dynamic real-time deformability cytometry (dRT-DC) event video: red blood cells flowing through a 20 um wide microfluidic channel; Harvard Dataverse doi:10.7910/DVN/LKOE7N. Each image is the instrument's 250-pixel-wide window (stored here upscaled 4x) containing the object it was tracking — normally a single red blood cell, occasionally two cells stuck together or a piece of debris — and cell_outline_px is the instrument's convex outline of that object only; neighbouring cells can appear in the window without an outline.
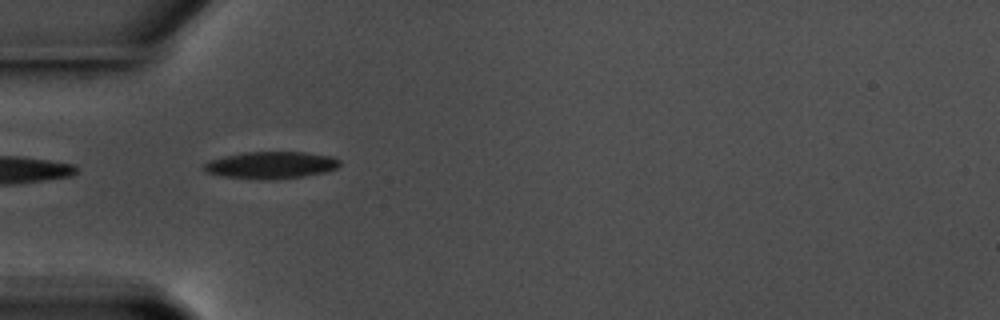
{"species": "common noctule bat (a hibernating species)", "species_latin": "Nyctalus noctula", "temperature_condition": "warm", "stored_images_in_passage": 10, "camera_frame_rate_fps": 3000, "um_per_image_px": 0.085, "animal": {"sex": "male", "body_mass_g": 17.5, "forearm_length_mm": 52.3}, "frame": {"image": 1, "passage_image": 1, "time_ms": 0.0, "image_size_px": [1000, 320], "cell_outline_px": [[340, 164], [336, 168], [324, 172], [304, 176], [272, 180], [264, 180], [224, 176], [204, 172], [204, 164], [212, 160], [224, 156], [244, 152], [304, 152], [332, 156], [340, 160]], "centroid_in_image_um": [23.05, 14.03], "position_along_channel_um": 62.0, "area_um2": 21.33}}